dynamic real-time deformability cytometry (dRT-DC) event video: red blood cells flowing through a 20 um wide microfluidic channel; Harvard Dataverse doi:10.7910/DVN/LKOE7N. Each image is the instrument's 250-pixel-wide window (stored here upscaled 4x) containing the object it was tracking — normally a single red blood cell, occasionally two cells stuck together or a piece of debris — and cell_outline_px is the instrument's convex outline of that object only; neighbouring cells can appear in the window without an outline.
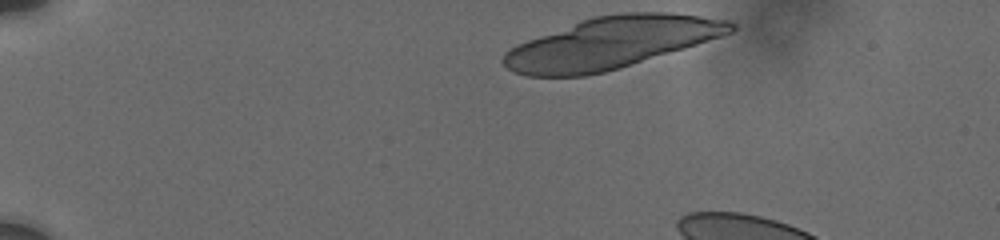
{"species": "human", "species_latin": "Homo sapiens", "temperature_condition": "cold", "stored_images_in_passage": 14, "camera_frame_rate_fps": 3000, "um_per_image_px": 0.085, "donor": {"sex": "male"}, "frame": {"image": 1, "passage_image": 1, "time_ms": 0.0, "image_size_px": [1000, 240], "cell_outline_px": [[736, 28], [732, 32], [684, 48], [604, 72], [584, 76], [528, 76], [516, 72], [508, 68], [500, 60], [512, 48], [528, 40], [580, 20], [592, 16], [620, 12], [668, 12], [700, 16], [728, 20], [736, 24]], "centroid_in_image_um": [51.96, 3.62], "position_along_channel_um": 33.0, "area_um2": 67.28}}